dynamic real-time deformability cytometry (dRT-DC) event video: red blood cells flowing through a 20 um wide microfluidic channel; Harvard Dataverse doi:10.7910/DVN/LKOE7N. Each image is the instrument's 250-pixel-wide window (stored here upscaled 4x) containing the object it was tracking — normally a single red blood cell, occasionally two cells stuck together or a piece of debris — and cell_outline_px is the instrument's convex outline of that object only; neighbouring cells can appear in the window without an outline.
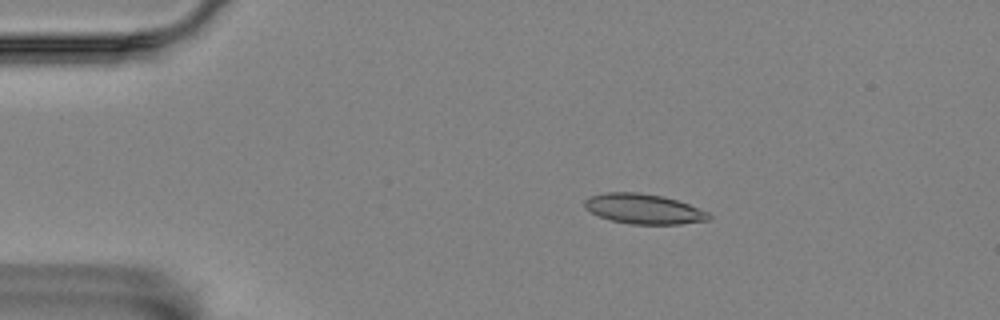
{"species": "Egyptian fruit bat (a non-hibernating species)", "species_latin": "Rousettus aegyptiacus", "temperature_condition": "room temperature", "stored_images_in_passage": 5, "camera_frame_rate_fps": 3000, "um_per_image_px": 0.085, "animal": {"sex": "female"}, "frame": {"image": 1, "passage_image": 3, "time_ms": 0.667, "image_size_px": [1000, 320], "cell_outline_px": [[712, 216], [708, 220], [680, 224], [632, 224], [612, 220], [600, 216], [592, 212], [584, 204], [584, 200], [588, 196], [608, 192], [640, 192], [664, 196], [688, 204], [708, 212]], "centroid_in_image_um": [54.73, 17.74], "position_along_channel_um": 30.3, "area_um2": 21.56}}